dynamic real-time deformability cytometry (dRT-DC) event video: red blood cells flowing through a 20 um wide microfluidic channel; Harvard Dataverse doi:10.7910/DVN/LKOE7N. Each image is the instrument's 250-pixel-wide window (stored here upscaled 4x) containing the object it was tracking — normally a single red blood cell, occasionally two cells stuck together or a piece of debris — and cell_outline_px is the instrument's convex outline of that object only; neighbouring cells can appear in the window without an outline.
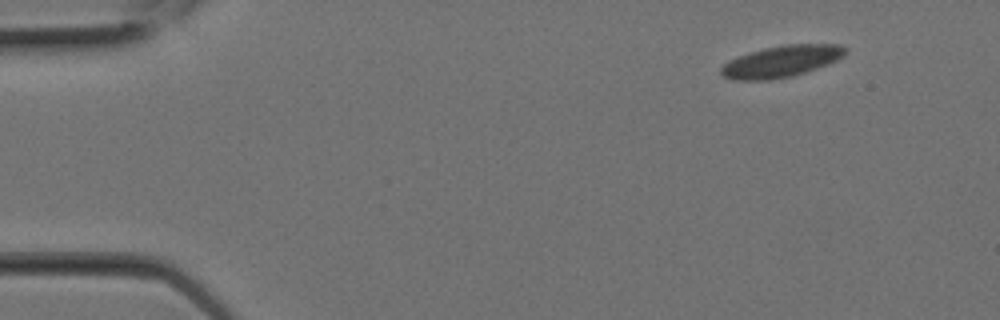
{"species": "Egyptian fruit bat (a non-hibernating species)", "species_latin": "Rousettus aegyptiacus", "temperature_condition": "room temperature", "stored_images_in_passage": 4, "segment_of_instrument_passage": [2, 2], "camera_frame_rate_fps": 3000, "um_per_image_px": 0.085, "animal": {"sex": "female"}, "frame": {"image": 1, "passage_image": 4, "time_ms": 1.0, "image_size_px": [1000, 320], "cell_outline_px": [[848, 52], [844, 56], [828, 64], [792, 76], [768, 80], [732, 80], [724, 76], [720, 72], [720, 68], [728, 60], [764, 48], [788, 44], [840, 44], [848, 48]], "centroid_in_image_um": [66.44, 5.21], "position_along_channel_um": 18.6, "area_um2": 22.77}}